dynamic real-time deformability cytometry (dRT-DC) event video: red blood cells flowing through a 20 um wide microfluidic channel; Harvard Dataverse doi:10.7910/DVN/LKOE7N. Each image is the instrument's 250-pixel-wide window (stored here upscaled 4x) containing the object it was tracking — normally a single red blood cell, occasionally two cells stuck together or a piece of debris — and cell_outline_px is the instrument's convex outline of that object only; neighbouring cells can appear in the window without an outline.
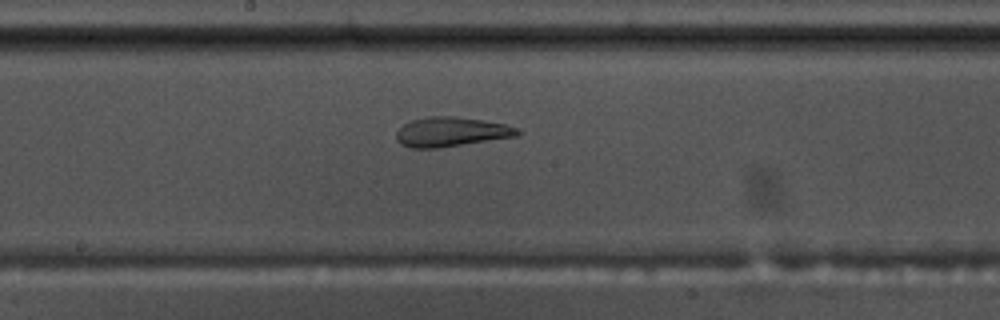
{"species": "common noctule bat (a hibernating species)", "species_latin": "Nyctalus noctula", "temperature_condition": "warm", "stored_images_in_passage": 51, "camera_frame_rate_fps": 3000, "um_per_image_px": 0.085, "animal": {"sex": "male", "body_mass_g": 17.5, "forearm_length_mm": 52.3}, "frame": {"image": 1, "passage_image": 25, "time_ms": 8.0, "image_size_px": [1000, 320], "cell_outline_px": [[524, 132], [520, 136], [436, 148], [412, 148], [400, 144], [396, 140], [396, 132], [404, 124], [412, 120], [428, 116], [456, 116], [508, 124]], "centroid_in_image_um": [38.39, 11.2], "position_along_channel_um": 209.8, "area_um2": 21.04}}
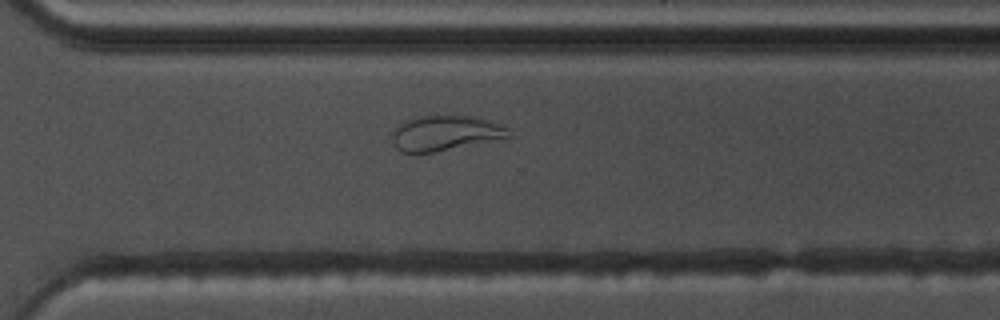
{"frame": {"image": 2, "passage_image": 35, "time_ms": 11.333, "image_size_px": [1000, 320], "cell_outline_px": [[512, 136], [432, 152], [404, 152], [396, 148], [392, 140], [392, 132], [404, 120], [416, 116], [472, 116], [500, 124], [508, 128], [512, 132]], "centroid_in_image_um": [37.82, 11.3], "position_along_channel_um": 332.8, "area_um2": 23.41}}
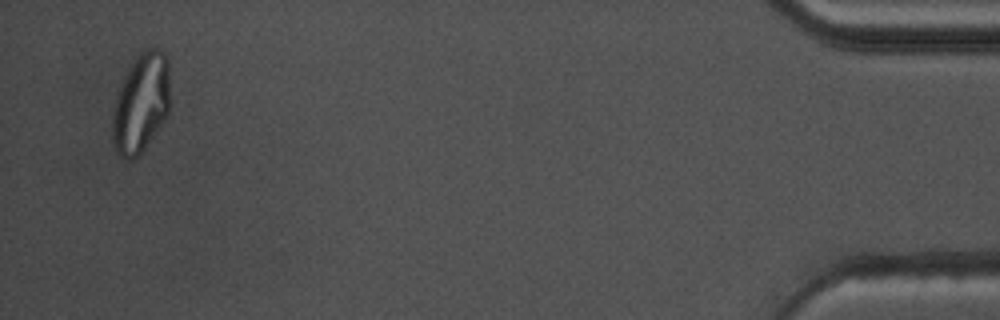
{"frame": {"image": 3, "passage_image": 49, "time_ms": 16.0, "image_size_px": [1000, 320], "cell_outline_px": [[168, 112], [140, 152], [132, 160], [128, 160], [120, 156], [112, 140], [112, 116], [116, 96], [120, 84], [128, 68], [136, 56], [144, 48], [156, 48], [164, 52], [168, 60]], "centroid_in_image_um": [11.95, 8.7], "position_along_channel_um": 423.3, "area_um2": 32.71}, "authors_computed_cell_mechanics": {"area_um2": 26.1834, "velocity_mm_per_s": 3.6909, "shape_relaxation_time_tau1_ms": null, "shape_relaxation_time_tau2_ms": 1.3539, "deformation_change_tau1": null, "deformation_change_tau2": 0.0914}}